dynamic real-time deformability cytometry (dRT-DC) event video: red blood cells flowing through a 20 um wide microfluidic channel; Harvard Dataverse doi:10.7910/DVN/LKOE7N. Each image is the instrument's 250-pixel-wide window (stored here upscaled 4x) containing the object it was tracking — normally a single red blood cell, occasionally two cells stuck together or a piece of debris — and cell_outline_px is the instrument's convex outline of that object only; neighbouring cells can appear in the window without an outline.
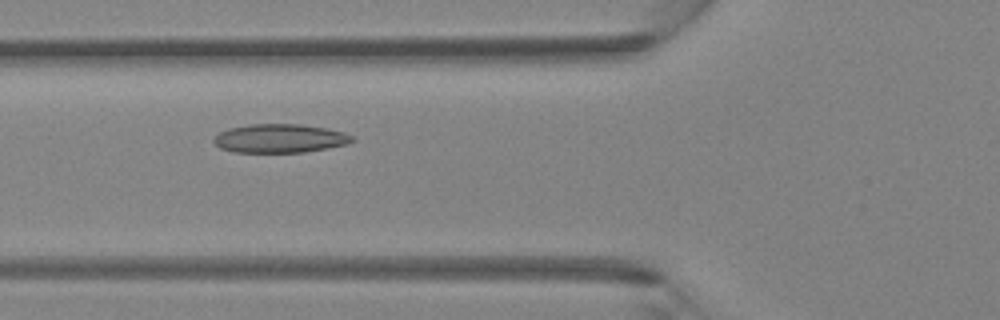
{"species": "Egyptian fruit bat (a non-hibernating species)", "species_latin": "Rousettus aegyptiacus", "temperature_condition": "room temperature", "stored_images_in_passage": 5, "camera_frame_rate_fps": 3000, "um_per_image_px": 0.085, "animal": {"sex": "female"}, "frame": {"image": 1, "passage_image": 5, "time_ms": 1.333, "image_size_px": [1000, 320], "cell_outline_px": [[356, 140], [348, 144], [328, 148], [304, 152], [232, 152], [220, 148], [212, 140], [220, 132], [228, 128], [252, 124], [300, 124], [328, 128], [344, 132], [352, 136]], "centroid_in_image_um": [23.82, 11.76], "position_along_channel_um": 102.0, "area_um2": 23.24}}